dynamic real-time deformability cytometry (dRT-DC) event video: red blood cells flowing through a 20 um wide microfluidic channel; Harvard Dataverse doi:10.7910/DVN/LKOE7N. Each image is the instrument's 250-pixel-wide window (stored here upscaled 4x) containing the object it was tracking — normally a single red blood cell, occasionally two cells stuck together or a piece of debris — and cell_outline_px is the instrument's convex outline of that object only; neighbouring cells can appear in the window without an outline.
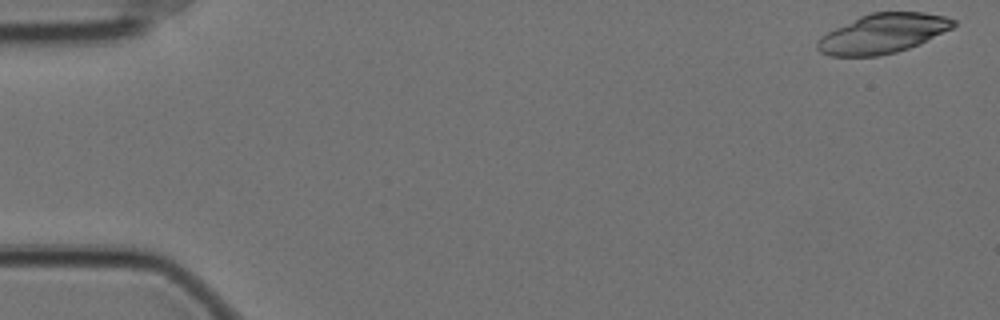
{"species": "Egyptian fruit bat (a non-hibernating species)", "species_latin": "Rousettus aegyptiacus", "temperature_condition": "cold", "stored_images_in_passage": 57, "segment_of_instrument_passage": [1, 2], "camera_frame_rate_fps": 3000, "um_per_image_px": 0.085, "animal": {"sex": "female"}, "frame": {"image": 1, "passage_image": 1, "time_ms": 0.0, "image_size_px": [1000, 320], "cell_outline_px": [[956, 24], [952, 28], [920, 44], [896, 52], [880, 56], [828, 56], [820, 52], [816, 48], [816, 40], [820, 36], [860, 16], [872, 12], [924, 12], [944, 16], [956, 20]], "centroid_in_image_um": [75.03, 2.86], "position_along_channel_um": 10.0, "area_um2": 31.33}}